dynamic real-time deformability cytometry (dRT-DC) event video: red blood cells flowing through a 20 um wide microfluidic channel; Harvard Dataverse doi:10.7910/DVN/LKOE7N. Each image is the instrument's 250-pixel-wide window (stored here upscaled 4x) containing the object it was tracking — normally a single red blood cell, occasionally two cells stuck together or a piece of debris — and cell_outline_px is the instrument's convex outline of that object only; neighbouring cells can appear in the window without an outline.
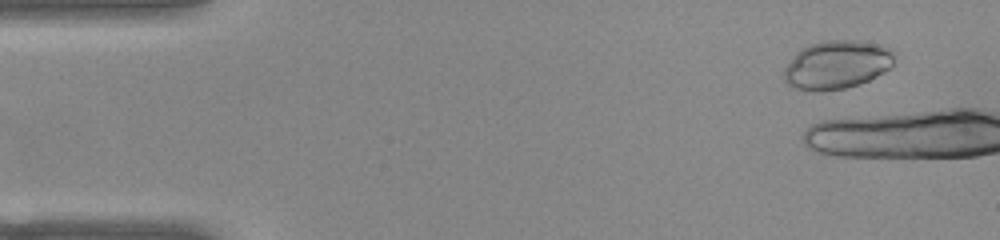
{"species": "common noctule bat (a hibernating species)", "species_latin": "Nyctalus noctula", "temperature_condition": "warm", "stored_images_in_passage": 7, "camera_frame_rate_fps": 3000, "um_per_image_px": 0.085, "animal": {"sex": "female", "body_mass_g": 22.0, "forearm_length_mm": 56.7}, "frame": {"image": 1, "passage_image": 4, "time_ms": 1.0, "image_size_px": [1000, 240], "cell_outline_px": [[896, 56], [892, 68], [860, 84], [844, 88], [796, 88], [788, 84], [784, 80], [784, 68], [796, 52], [800, 48], [808, 44], [824, 40], [864, 40], [880, 44], [892, 48], [896, 52]], "centroid_in_image_um": [71.22, 5.43], "position_along_channel_um": 13.8, "area_um2": 31.15}}